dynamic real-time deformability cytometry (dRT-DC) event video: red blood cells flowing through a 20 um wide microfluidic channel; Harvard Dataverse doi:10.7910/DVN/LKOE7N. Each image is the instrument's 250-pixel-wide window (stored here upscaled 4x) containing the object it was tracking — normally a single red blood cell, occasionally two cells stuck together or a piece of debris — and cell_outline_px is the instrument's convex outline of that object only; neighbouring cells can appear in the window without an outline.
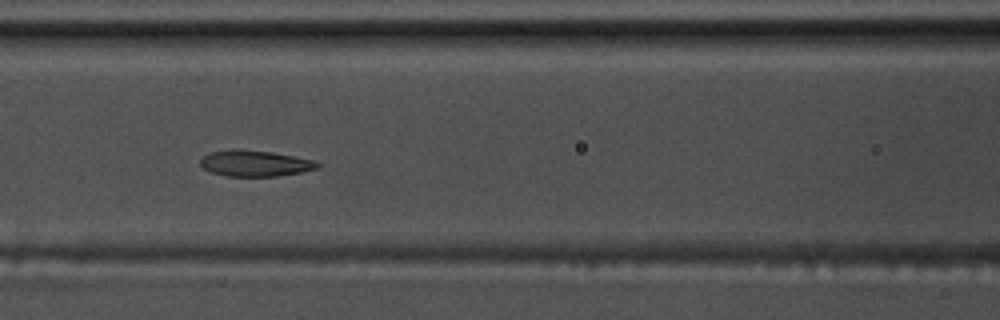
{"species": "common noctule bat (a hibernating species)", "species_latin": "Nyctalus noctula", "temperature_condition": "warm", "stored_images_in_passage": 9, "camera_frame_rate_fps": 3000, "um_per_image_px": 0.085, "animal": {"sex": "male", "body_mass_g": 17.5, "forearm_length_mm": 52.3}, "frame": {"image": 1, "passage_image": 7, "time_ms": 2.0, "image_size_px": [1000, 320], "cell_outline_px": [[320, 168], [300, 172], [276, 176], [228, 176], [212, 172], [204, 168], [200, 164], [200, 160], [204, 156], [212, 152], [272, 152], [316, 160], [320, 164]], "centroid_in_image_um": [21.78, 13.93], "position_along_channel_um": 144.8, "area_um2": 16.88}}